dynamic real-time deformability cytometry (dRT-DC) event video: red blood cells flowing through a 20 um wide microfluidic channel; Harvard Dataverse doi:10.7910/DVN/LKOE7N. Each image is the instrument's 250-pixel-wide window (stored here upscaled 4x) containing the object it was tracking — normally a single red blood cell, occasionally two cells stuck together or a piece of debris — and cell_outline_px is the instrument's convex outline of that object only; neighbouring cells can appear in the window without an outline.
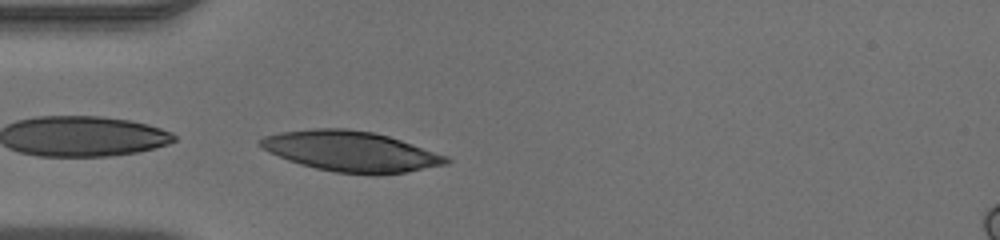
{"species": "human", "species_latin": "Homo sapiens", "temperature_condition": "warm", "stored_images_in_passage": 10, "camera_frame_rate_fps": 3000, "um_per_image_px": 0.085, "donor": {"sex": "male"}, "frame": {"image": 1, "passage_image": 10, "time_ms": 3.0, "image_size_px": [1000, 240], "cell_outline_px": [[452, 160], [448, 164], [404, 172], [336, 172], [316, 168], [300, 164], [288, 160], [268, 152], [256, 140], [264, 136], [280, 132], [316, 128], [344, 128], [372, 132], [388, 136], [448, 156]], "centroid_in_image_um": [29.79, 12.83], "position_along_channel_um": 55.2, "area_um2": 42.77}}